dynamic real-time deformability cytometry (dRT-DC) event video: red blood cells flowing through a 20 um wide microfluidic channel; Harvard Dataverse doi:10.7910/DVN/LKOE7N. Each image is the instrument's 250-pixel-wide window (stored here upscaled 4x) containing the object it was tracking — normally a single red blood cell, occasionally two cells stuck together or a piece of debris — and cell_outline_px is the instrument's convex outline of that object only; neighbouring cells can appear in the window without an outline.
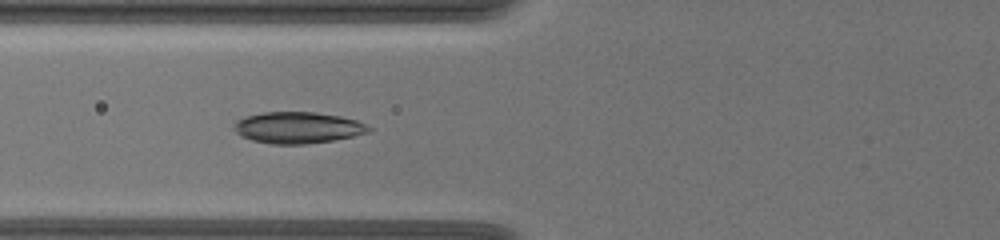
{"species": "common noctule bat (a hibernating species)", "species_latin": "Nyctalus noctula", "temperature_condition": "warm", "stored_images_in_passage": 37, "camera_frame_rate_fps": 3000, "um_per_image_px": 0.085, "animal": {"sex": "female", "body_mass_g": 19.5, "forearm_length_mm": 54.1}, "frame": {"image": 1, "passage_image": 3, "time_ms": 0.667, "image_size_px": [1000, 240], "cell_outline_px": [[372, 128], [368, 132], [352, 136], [332, 140], [308, 144], [268, 144], [252, 140], [240, 136], [232, 128], [232, 124], [236, 120], [248, 116], [264, 112], [316, 112], [340, 116], [356, 120]], "centroid_in_image_um": [25.26, 10.85], "position_along_channel_um": 100.5, "area_um2": 24.68}}
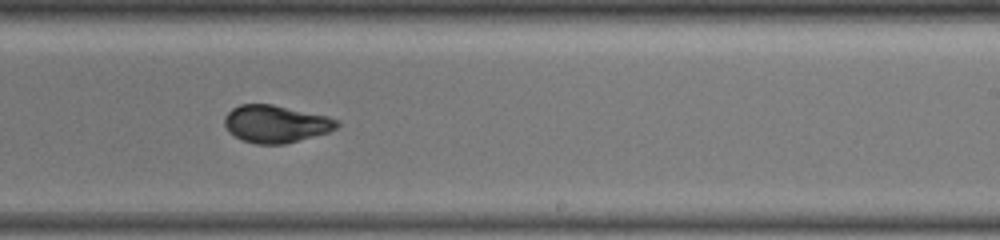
{"frame": {"image": 2, "passage_image": 17, "time_ms": 5.333, "image_size_px": [1000, 240], "cell_outline_px": [[340, 124], [336, 128], [328, 132], [284, 144], [256, 144], [240, 140], [228, 132], [224, 124], [224, 116], [232, 108], [240, 104], [272, 104], [328, 116], [340, 120]], "centroid_in_image_um": [23.42, 10.53], "position_along_channel_um": 265.6, "area_um2": 24.68}}
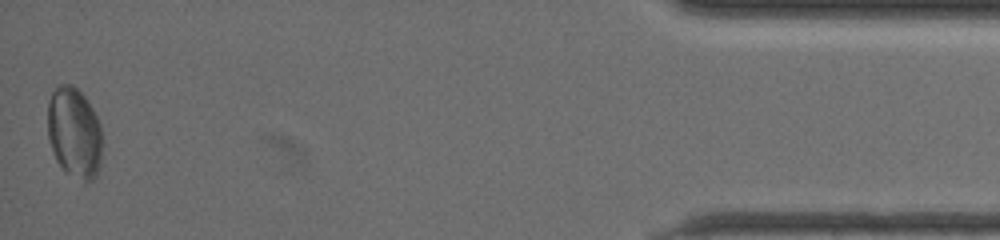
{"frame": {"image": 3, "passage_image": 37, "time_ms": 12.0, "image_size_px": [1000, 240], "cell_outline_px": [[104, 140], [100, 168], [96, 176], [92, 180], [84, 180], [64, 172], [60, 168], [52, 152], [48, 140], [48, 100], [52, 92], [60, 84], [72, 84], [88, 100], [100, 124]], "centroid_in_image_um": [6.33, 11.3], "position_along_channel_um": 428.9, "area_um2": 29.48}, "authors_computed_cell_mechanics": {"area_um2": 24.9696, "velocity_mm_per_s": 3.5389, "shape_relaxation_time_tau1_ms": 4.2065, "shape_relaxation_time_tau2_ms": 1.6459, "deformation_change_tau1": 0.1383, "deformation_change_tau2": 0.0532}}